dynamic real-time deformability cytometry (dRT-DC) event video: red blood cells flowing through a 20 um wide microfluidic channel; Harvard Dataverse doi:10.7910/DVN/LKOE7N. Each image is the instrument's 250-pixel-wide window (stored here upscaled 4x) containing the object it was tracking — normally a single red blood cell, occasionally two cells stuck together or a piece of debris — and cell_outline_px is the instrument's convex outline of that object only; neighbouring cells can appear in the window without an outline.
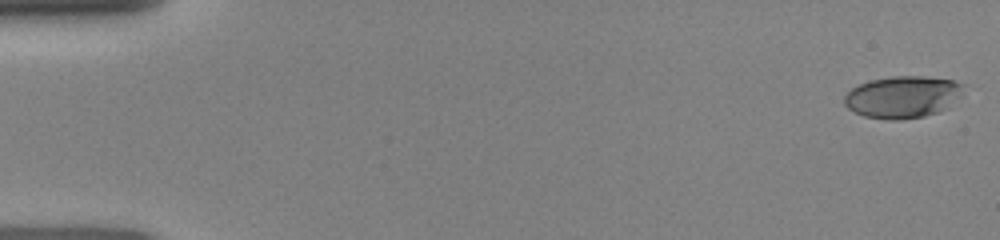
{"species": "human", "species_latin": "Homo sapiens", "temperature_condition": "room temperature", "stored_images_in_passage": 48, "camera_frame_rate_fps": 3000, "um_per_image_px": 0.085, "donor": {"sex": "female"}, "frame": {"image": 1, "passage_image": 1, "time_ms": 0.0, "image_size_px": [1000, 240], "cell_outline_px": [[964, 84], [948, 108], [924, 116], [900, 120], [888, 120], [864, 116], [848, 108], [844, 104], [844, 96], [852, 88], [868, 80], [892, 76], [924, 76], [952, 80]], "centroid_in_image_um": [76.66, 8.24], "position_along_channel_um": 8.3, "area_um2": 28.84}}
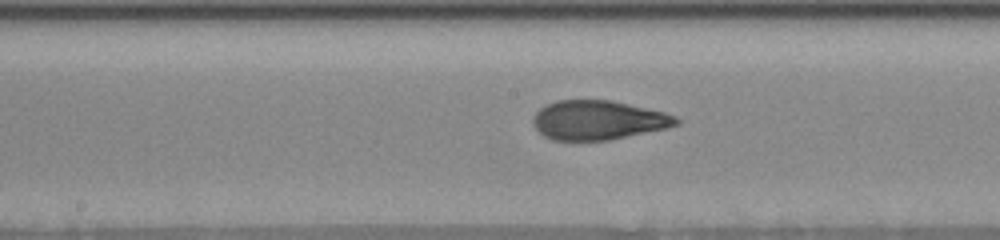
{"frame": {"image": 2, "passage_image": 25, "time_ms": 8.0, "image_size_px": [1000, 240], "cell_outline_px": [[680, 124], [664, 128], [608, 140], [552, 140], [544, 136], [532, 124], [532, 116], [544, 104], [556, 100], [612, 100], [664, 112], [676, 116], [680, 120]], "centroid_in_image_um": [50.8, 10.2], "position_along_channel_um": 197.4, "area_um2": 32.71}}
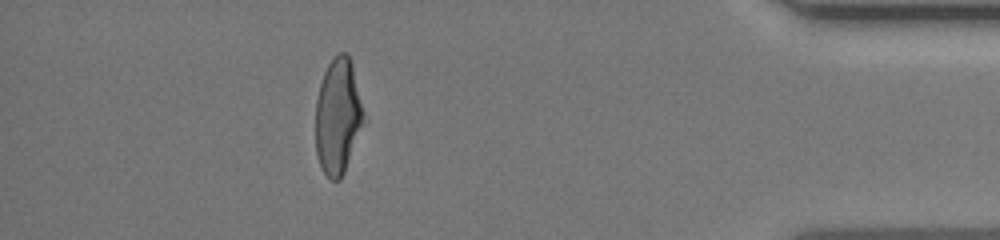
{"frame": {"image": 3, "passage_image": 43, "time_ms": 14.0, "image_size_px": [1000, 240], "cell_outline_px": [[368, 120], [344, 172], [340, 180], [332, 180], [324, 172], [320, 164], [316, 152], [316, 100], [320, 84], [324, 72], [328, 64], [340, 52], [344, 52], [348, 56], [352, 64]], "centroid_in_image_um": [28.78, 9.91], "position_along_channel_um": 406.4, "area_um2": 33.06}}